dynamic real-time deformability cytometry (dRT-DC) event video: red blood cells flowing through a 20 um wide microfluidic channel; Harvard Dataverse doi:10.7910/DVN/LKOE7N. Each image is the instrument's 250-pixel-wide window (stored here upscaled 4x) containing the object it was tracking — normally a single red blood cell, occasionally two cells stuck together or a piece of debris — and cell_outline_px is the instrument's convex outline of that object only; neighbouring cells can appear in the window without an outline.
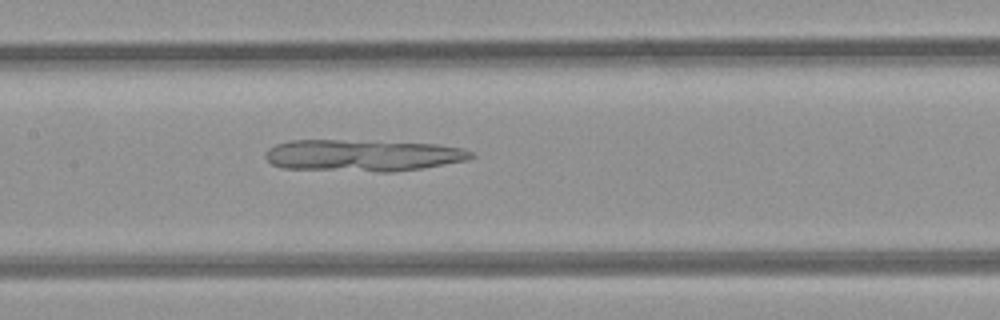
{"species": "common noctule bat (a hibernating species)", "species_latin": "Nyctalus noctula", "temperature_condition": "room temperature", "stored_images_in_passage": 31, "camera_frame_rate_fps": 3000, "um_per_image_px": 0.085, "animal": {"sex": "female", "body_mass_g": 21.9}, "frame": {"image": 1, "passage_image": 9, "time_ms": 2.667, "image_size_px": [1000, 320], "cell_outline_px": [[476, 156], [468, 160], [424, 168], [396, 172], [376, 172], [280, 168], [272, 164], [264, 156], [264, 152], [268, 148], [276, 144], [288, 140], [340, 140], [436, 144], [464, 148], [472, 152]], "centroid_in_image_um": [30.82, 13.22], "position_along_channel_um": 176.6, "area_um2": 38.44}}
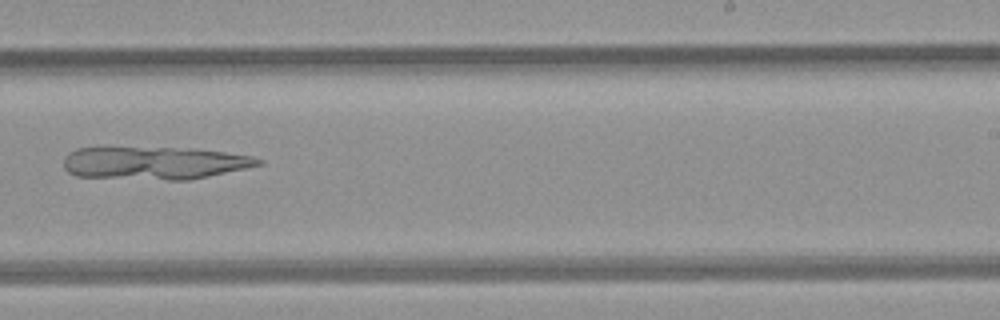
{"frame": {"image": 2, "passage_image": 16, "time_ms": 5.0, "image_size_px": [1000, 320], "cell_outline_px": [[264, 164], [208, 176], [188, 180], [168, 180], [76, 176], [68, 172], [64, 168], [64, 156], [68, 152], [76, 148], [196, 148], [252, 156], [264, 160]], "centroid_in_image_um": [13.13, 13.85], "position_along_channel_um": 275.9, "area_um2": 37.17}}
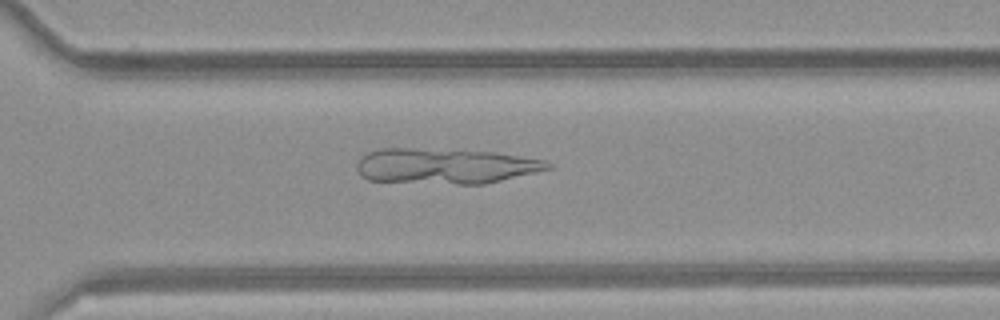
{"frame": {"image": 3, "passage_image": 20, "time_ms": 6.333, "image_size_px": [1000, 320], "cell_outline_px": [[552, 168], [484, 184], [456, 184], [368, 180], [360, 176], [356, 168], [356, 164], [368, 152], [380, 148], [412, 148], [496, 152], [544, 160], [552, 164]], "centroid_in_image_um": [37.83, 14.11], "position_along_channel_um": 332.8, "area_um2": 39.25}}